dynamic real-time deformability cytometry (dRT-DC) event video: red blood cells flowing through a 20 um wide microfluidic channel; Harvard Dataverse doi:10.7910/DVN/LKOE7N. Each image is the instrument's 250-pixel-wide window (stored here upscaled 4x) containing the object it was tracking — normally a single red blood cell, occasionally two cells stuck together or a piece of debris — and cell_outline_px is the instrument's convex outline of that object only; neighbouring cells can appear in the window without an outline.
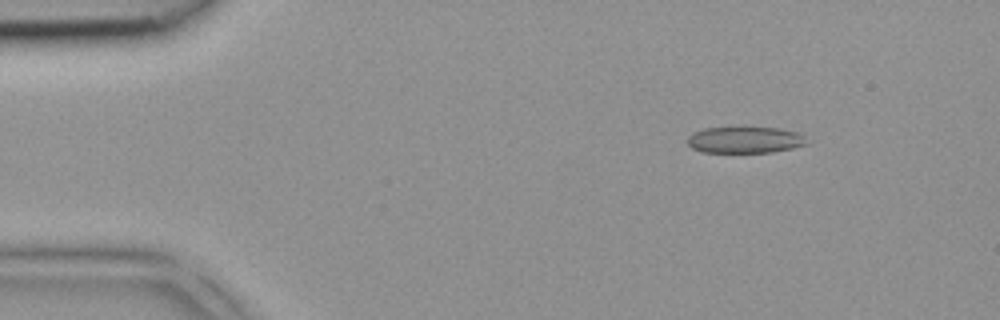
{"species": "common noctule bat (a hibernating species)", "species_latin": "Nyctalus noctula", "temperature_condition": "room temperature", "stored_images_in_passage": 4, "camera_frame_rate_fps": 3000, "um_per_image_px": 0.085, "animal": {"sex": "female", "body_mass_g": 18.4}, "frame": {"image": 1, "passage_image": 4, "time_ms": 1.0, "image_size_px": [1000, 320], "cell_outline_px": [[808, 144], [792, 148], [772, 152], [704, 152], [692, 148], [688, 144], [688, 136], [692, 132], [704, 128], [744, 124], [780, 128], [796, 132], [804, 136]], "centroid_in_image_um": [63.3, 11.83], "position_along_channel_um": 21.7, "area_um2": 19.31}}